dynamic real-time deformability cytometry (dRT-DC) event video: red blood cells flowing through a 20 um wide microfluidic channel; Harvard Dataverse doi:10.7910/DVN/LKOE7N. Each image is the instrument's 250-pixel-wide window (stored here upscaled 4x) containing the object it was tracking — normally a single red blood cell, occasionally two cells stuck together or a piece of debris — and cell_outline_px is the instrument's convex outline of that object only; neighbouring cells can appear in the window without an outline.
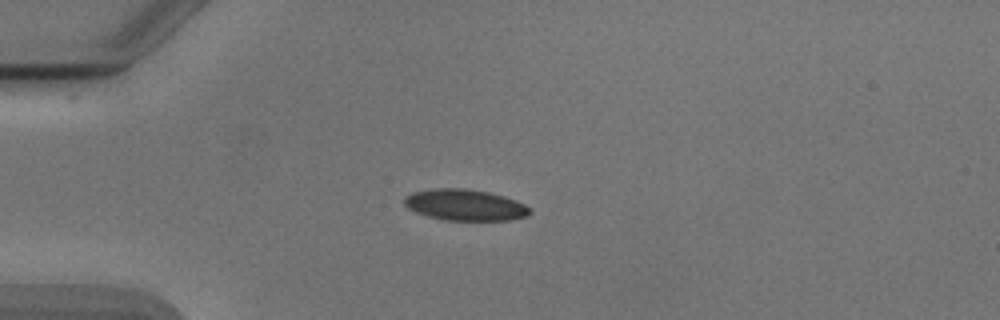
{"species": "Egyptian fruit bat (a non-hibernating species)", "species_latin": "Rousettus aegyptiacus", "temperature_condition": "cold", "stored_images_in_passage": 12, "camera_frame_rate_fps": 3000, "um_per_image_px": 0.085, "animal": {"sex": "male"}, "frame": {"image": 1, "passage_image": 1, "time_ms": 0.0, "image_size_px": [1000, 320], "cell_outline_px": [[532, 212], [528, 216], [508, 220], [444, 220], [428, 216], [416, 212], [408, 208], [404, 204], [404, 196], [412, 192], [432, 188], [464, 188], [488, 192], [504, 196], [516, 200], [524, 204]], "centroid_in_image_um": [39.51, 17.41], "position_along_channel_um": 45.5, "area_um2": 22.89}}
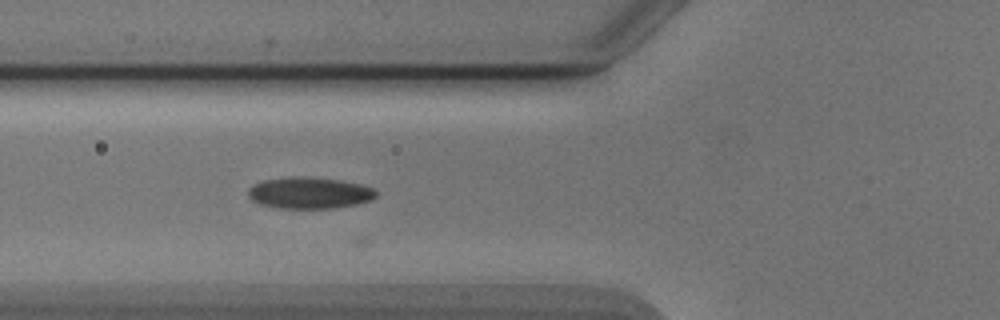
{"frame": {"image": 2, "passage_image": 7, "time_ms": 2.0, "image_size_px": [1000, 320], "cell_outline_px": [[376, 196], [372, 200], [356, 204], [336, 208], [280, 208], [260, 204], [252, 200], [248, 196], [248, 188], [264, 180], [292, 176], [308, 176], [340, 180], [360, 184], [376, 188]], "centroid_in_image_um": [26.33, 16.39], "position_along_channel_um": 99.5, "area_um2": 23.58}}
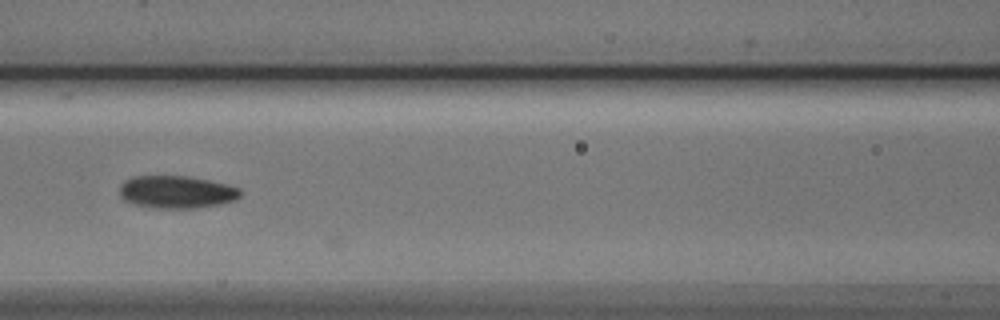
{"frame": {"image": 3, "passage_image": 11, "time_ms": 3.333, "image_size_px": [1000, 320], "cell_outline_px": [[240, 196], [236, 200], [220, 204], [196, 208], [152, 208], [132, 204], [124, 200], [120, 196], [120, 184], [124, 180], [132, 176], [188, 176], [228, 184], [240, 188]], "centroid_in_image_um": [14.99, 16.32], "position_along_channel_um": 151.6, "area_um2": 23.18}}